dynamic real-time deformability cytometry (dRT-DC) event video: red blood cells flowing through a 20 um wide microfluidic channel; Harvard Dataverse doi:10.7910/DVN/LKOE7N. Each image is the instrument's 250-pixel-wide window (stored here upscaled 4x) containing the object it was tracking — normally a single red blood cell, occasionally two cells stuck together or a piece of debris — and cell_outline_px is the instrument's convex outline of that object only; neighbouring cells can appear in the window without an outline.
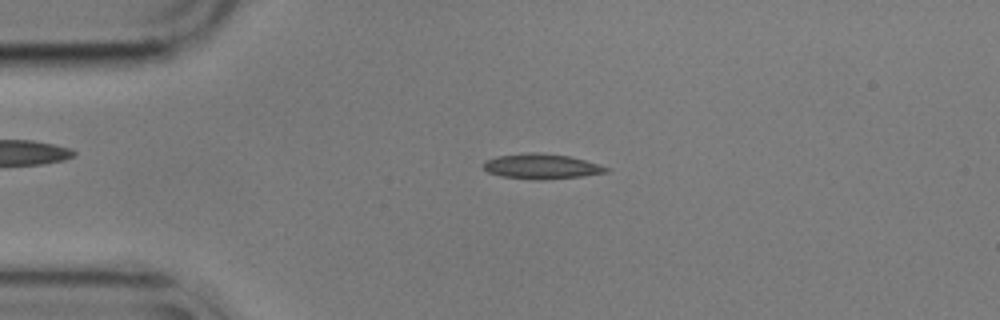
{"species": "common noctule bat (a hibernating species)", "species_latin": "Nyctalus noctula", "temperature_condition": "cold", "stored_images_in_passage": 55, "camera_frame_rate_fps": 3000, "um_per_image_px": 0.085, "animal": {"sex": "male", "body_mass_g": 17.9}, "frame": {"image": 1, "passage_image": 12, "time_ms": 3.667, "image_size_px": [1000, 320], "cell_outline_px": [[612, 168], [608, 172], [584, 176], [540, 180], [500, 176], [488, 172], [484, 168], [484, 160], [496, 156], [528, 152], [540, 152], [568, 156], [584, 160]], "centroid_in_image_um": [46.03, 14.14], "position_along_channel_um": 39.0, "area_um2": 18.03}}
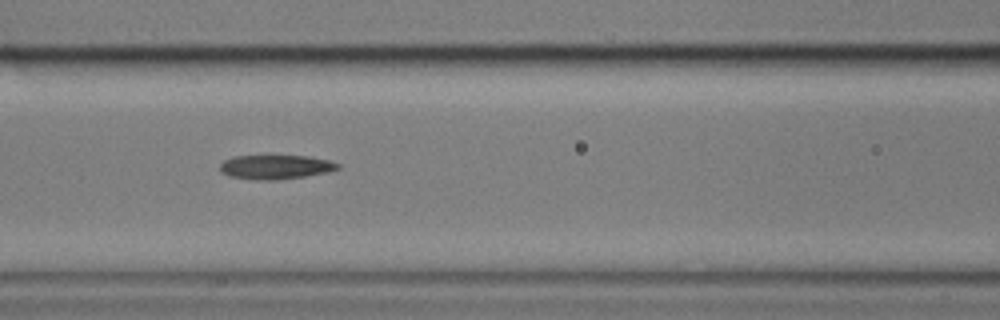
{"frame": {"image": 2, "passage_image": 23, "time_ms": 7.333, "image_size_px": [1000, 320], "cell_outline_px": [[340, 168], [328, 172], [304, 176], [276, 180], [256, 180], [228, 176], [220, 172], [220, 164], [224, 160], [232, 156], [308, 156], [328, 160], [340, 164]], "centroid_in_image_um": [23.4, 14.2], "position_along_channel_um": 143.2, "area_um2": 16.65}}
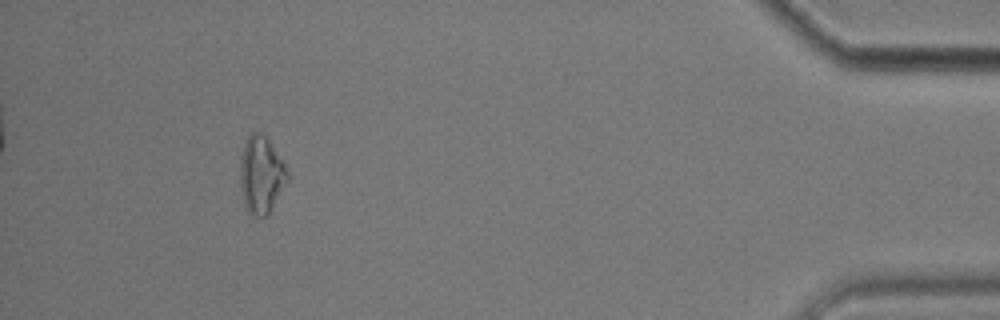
{"frame": {"image": 3, "passage_image": 51, "time_ms": 16.667, "image_size_px": [1000, 320], "cell_outline_px": [[288, 180], [268, 216], [252, 216], [248, 212], [244, 204], [240, 184], [240, 156], [244, 144], [248, 136], [252, 132], [260, 132], [268, 140], [284, 164], [288, 172]], "centroid_in_image_um": [22.18, 14.89], "position_along_channel_um": 413.0, "area_um2": 21.21}, "authors_computed_cell_mechanics": {"area_um2": 17.051, "velocity_mm_per_s": 3.5575, "shape_relaxation_time_tau1_ms": null, "shape_relaxation_time_tau2_ms": 5.8674, "deformation_change_tau1": null, "deformation_change_tau2": 0.1637}}